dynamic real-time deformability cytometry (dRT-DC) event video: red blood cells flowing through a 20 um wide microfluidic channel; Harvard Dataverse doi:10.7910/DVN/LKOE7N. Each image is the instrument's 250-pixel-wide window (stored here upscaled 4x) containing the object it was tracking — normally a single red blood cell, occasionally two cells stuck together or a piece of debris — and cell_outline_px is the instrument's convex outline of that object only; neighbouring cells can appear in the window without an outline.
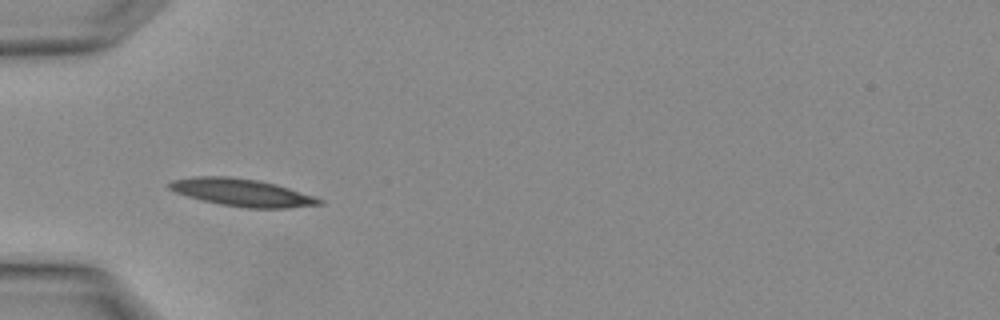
{"species": "Egyptian fruit bat (a non-hibernating species)", "species_latin": "Rousettus aegyptiacus", "temperature_condition": "warm", "stored_images_in_passage": 2, "camera_frame_rate_fps": 3000, "um_per_image_px": 0.085, "animal": {"sex": "female"}, "frame": {"image": 1, "passage_image": 2, "time_ms": 0.333, "image_size_px": [1000, 320], "cell_outline_px": [[324, 204], [288, 208], [248, 208], [220, 204], [188, 196], [176, 192], [168, 188], [168, 184], [172, 180], [196, 176], [228, 176], [256, 180], [276, 184], [324, 200]], "centroid_in_image_um": [20.57, 16.36], "position_along_channel_um": 64.4, "area_um2": 23.7}}